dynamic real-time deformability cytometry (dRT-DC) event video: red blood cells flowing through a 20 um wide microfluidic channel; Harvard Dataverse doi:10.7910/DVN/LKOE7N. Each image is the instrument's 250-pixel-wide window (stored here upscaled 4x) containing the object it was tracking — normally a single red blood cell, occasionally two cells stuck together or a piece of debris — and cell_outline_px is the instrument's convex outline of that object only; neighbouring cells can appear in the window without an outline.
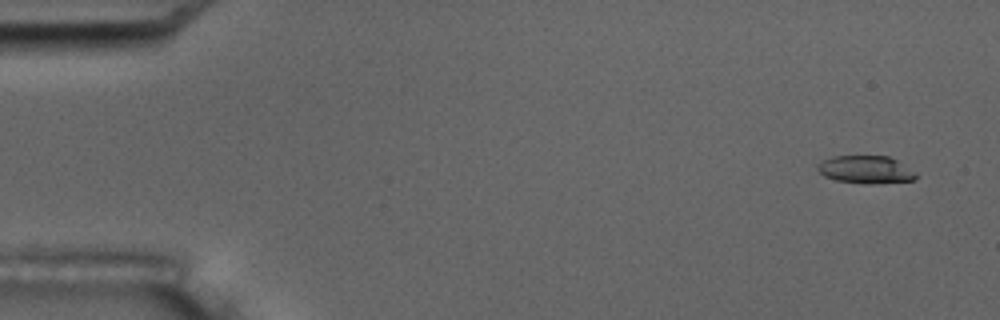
{"species": "common noctule bat (a hibernating species)", "species_latin": "Nyctalus noctula", "temperature_condition": "room temperature", "stored_images_in_passage": 6, "camera_frame_rate_fps": 3000, "um_per_image_px": 0.085, "animal": {"sex": "male", "body_mass_g": 17.5, "forearm_length_mm": 52.3}, "frame": {"image": 1, "passage_image": 2, "time_ms": 1.0, "image_size_px": [1000, 320], "cell_outline_px": [[916, 180], [872, 184], [864, 184], [836, 180], [824, 176], [816, 168], [824, 160], [832, 156], [888, 156], [896, 160], [916, 172]], "centroid_in_image_um": [73.61, 14.42], "position_along_channel_um": 11.4, "area_um2": 15.84}}